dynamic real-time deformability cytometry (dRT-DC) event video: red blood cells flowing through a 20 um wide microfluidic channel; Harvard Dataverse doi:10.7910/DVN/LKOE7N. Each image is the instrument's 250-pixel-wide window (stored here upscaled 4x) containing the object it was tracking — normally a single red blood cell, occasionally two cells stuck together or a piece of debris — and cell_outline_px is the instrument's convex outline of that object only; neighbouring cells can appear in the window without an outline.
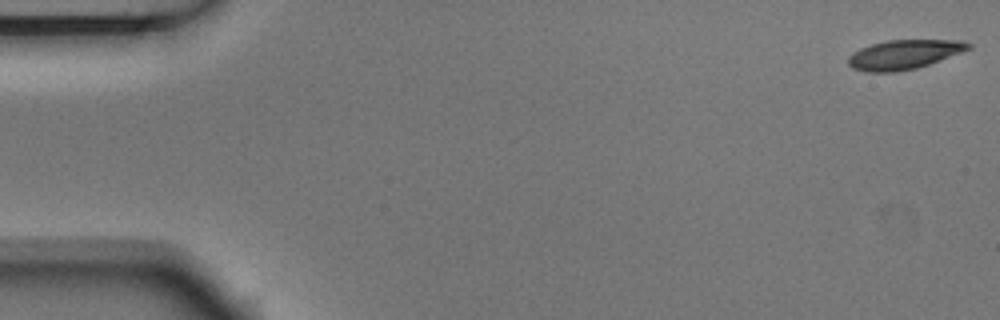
{"species": "Egyptian fruit bat (a non-hibernating species)", "species_latin": "Rousettus aegyptiacus", "temperature_condition": "room temperature", "stored_images_in_passage": 4, "segment_of_instrument_passage": [2, 2], "camera_frame_rate_fps": 3000, "um_per_image_px": 0.085, "animal": {"sex": "male"}, "frame": {"image": 1, "passage_image": 4, "time_ms": 1.0, "image_size_px": [1000, 320], "cell_outline_px": [[972, 48], [940, 60], [916, 68], [896, 72], [864, 72], [852, 68], [848, 64], [848, 56], [852, 52], [860, 48], [872, 44], [888, 40], [964, 40], [972, 44]], "centroid_in_image_um": [76.83, 4.63], "position_along_channel_um": 8.2, "area_um2": 20.63}}